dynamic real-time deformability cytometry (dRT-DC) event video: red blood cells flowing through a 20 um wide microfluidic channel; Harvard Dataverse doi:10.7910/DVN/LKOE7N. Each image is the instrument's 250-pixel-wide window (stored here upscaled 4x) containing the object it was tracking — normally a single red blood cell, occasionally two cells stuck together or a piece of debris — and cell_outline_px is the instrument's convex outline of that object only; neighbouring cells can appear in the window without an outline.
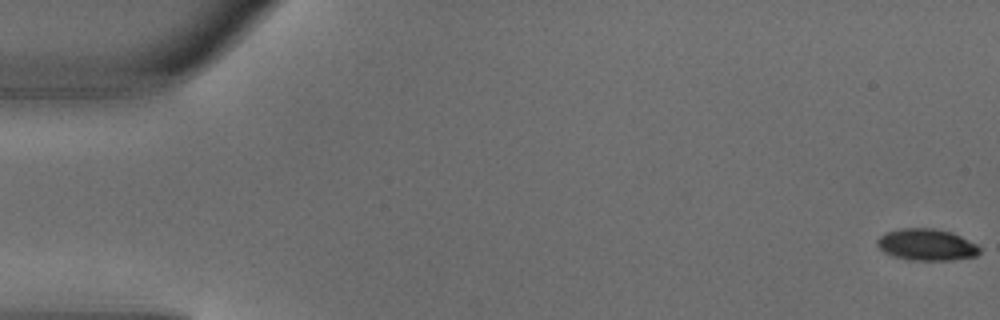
{"species": "common noctule bat (a hibernating species)", "species_latin": "Nyctalus noctula", "temperature_condition": "warm", "stored_images_in_passage": 6, "camera_frame_rate_fps": 3000, "um_per_image_px": 0.085, "animal": {"sex": "male", "body_mass_g": 18.8}, "frame": {"image": 1, "passage_image": 1, "time_ms": 0.0, "image_size_px": [1000, 320], "cell_outline_px": [[980, 252], [976, 256], [952, 260], [908, 260], [892, 256], [884, 252], [876, 244], [876, 240], [884, 232], [900, 228], [932, 228], [952, 232], [976, 244], [980, 248]], "centroid_in_image_um": [78.73, 20.8], "position_along_channel_um": 6.3, "area_um2": 19.02}}
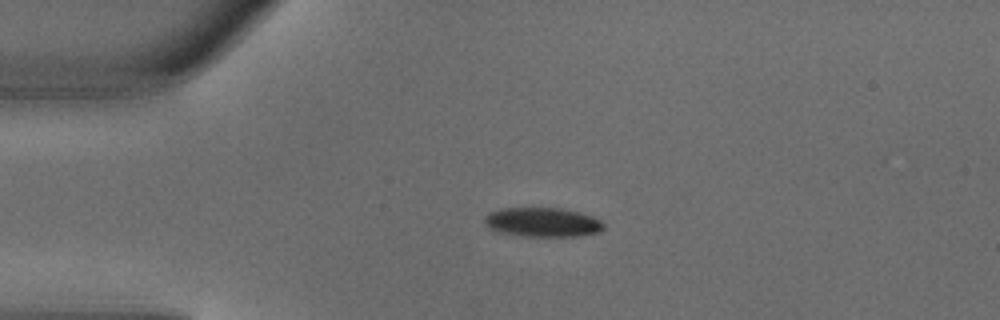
{"frame": {"image": 2, "passage_image": 4, "time_ms": 1.0, "image_size_px": [1000, 320], "cell_outline_px": [[604, 228], [600, 232], [576, 236], [524, 236], [500, 232], [484, 224], [484, 216], [488, 212], [500, 208], [560, 208], [592, 216], [600, 220], [604, 224]], "centroid_in_image_um": [46.1, 18.88], "position_along_channel_um": 38.9, "area_um2": 20.23}}
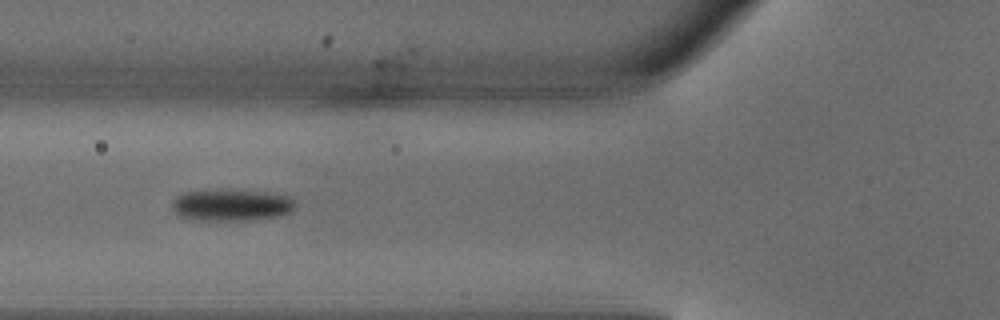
{"frame": {"image": 3, "passage_image": 6, "time_ms": 1.667, "image_size_px": [1000, 320], "cell_outline_px": [[296, 204], [288, 212], [276, 216], [236, 220], [192, 220], [180, 216], [172, 208], [172, 200], [176, 196], [184, 192], [268, 192], [288, 196]], "centroid_in_image_um": [19.61, 17.46], "position_along_channel_um": 106.2, "area_um2": 21.62}}